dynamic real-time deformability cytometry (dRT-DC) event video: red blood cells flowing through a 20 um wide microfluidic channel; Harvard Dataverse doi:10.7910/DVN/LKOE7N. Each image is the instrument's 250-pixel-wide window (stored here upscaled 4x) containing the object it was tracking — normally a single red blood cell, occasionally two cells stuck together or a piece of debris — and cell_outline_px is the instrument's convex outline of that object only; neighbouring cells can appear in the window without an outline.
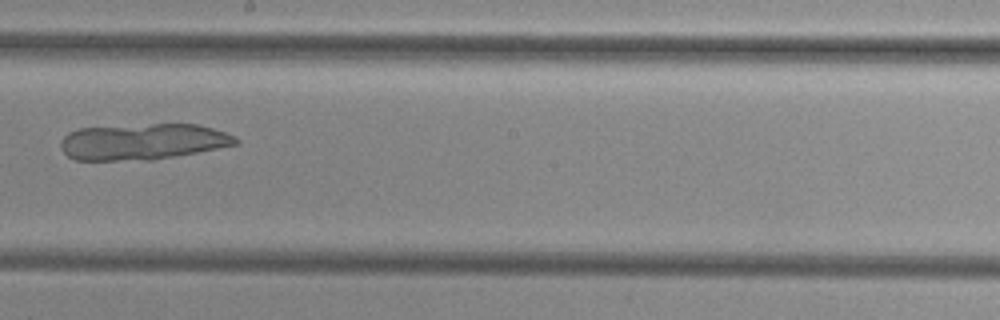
{"species": "common noctule bat (a hibernating species)", "species_latin": "Nyctalus noctula", "temperature_condition": "cold", "stored_images_in_passage": 10, "camera_frame_rate_fps": 3000, "um_per_image_px": 0.085, "animal": {"sex": "female", "body_mass_g": 29.2, "forearm_length_mm": 56.3}, "frame": {"image": 1, "passage_image": 9, "time_ms": 11.0, "image_size_px": [1000, 320], "cell_outline_px": [[240, 144], [152, 160], [76, 160], [68, 156], [60, 148], [60, 140], [68, 132], [80, 128], [152, 124], [196, 124], [212, 128], [236, 136], [240, 140]], "centroid_in_image_um": [12.14, 12.04], "position_along_channel_um": 236.1, "area_um2": 36.88}}
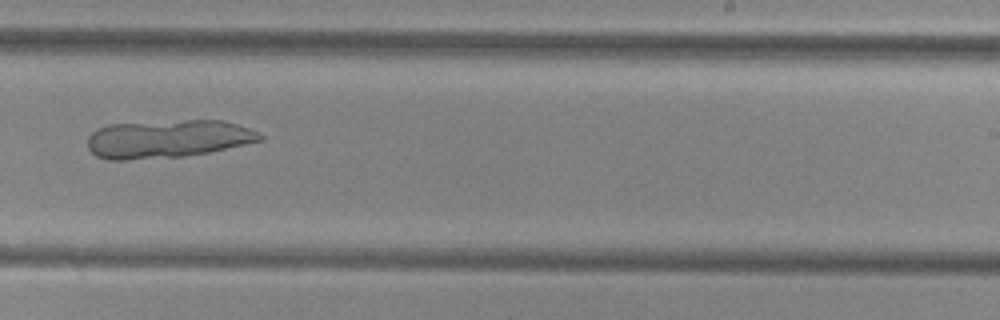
{"frame": {"image": 2, "passage_image": 10, "time_ms": 12.0, "image_size_px": [1000, 320], "cell_outline_px": [[264, 140], [208, 152], [184, 156], [124, 160], [108, 160], [96, 156], [88, 148], [88, 136], [96, 128], [108, 124], [184, 120], [220, 120], [236, 124], [248, 128], [264, 136]], "centroid_in_image_um": [14.21, 11.8], "position_along_channel_um": 274.8, "area_um2": 38.21}}